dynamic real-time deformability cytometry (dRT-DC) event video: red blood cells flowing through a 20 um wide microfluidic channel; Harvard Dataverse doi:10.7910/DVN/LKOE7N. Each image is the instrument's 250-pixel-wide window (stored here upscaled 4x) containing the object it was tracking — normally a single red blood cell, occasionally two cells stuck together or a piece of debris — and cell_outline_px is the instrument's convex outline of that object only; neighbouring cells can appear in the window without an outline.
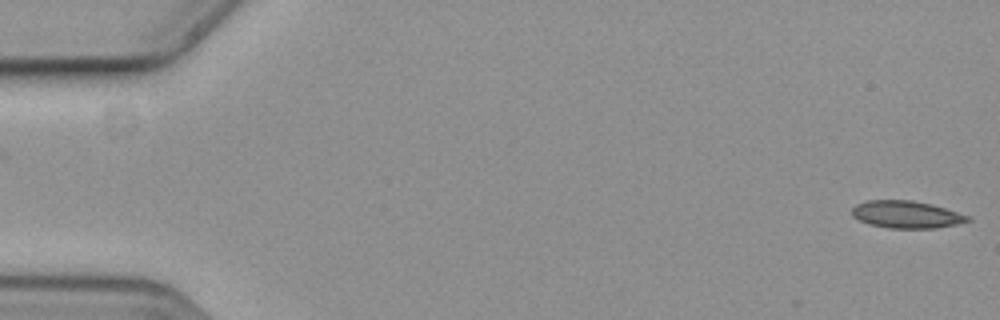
{"species": "common noctule bat (a hibernating species)", "species_latin": "Nyctalus noctula", "temperature_condition": "cold", "stored_images_in_passage": 12, "camera_frame_rate_fps": 3000, "um_per_image_px": 0.085, "animal": {"sex": "female", "body_mass_g": 19.3, "forearm_length_mm": 54.1}, "frame": {"image": 1, "passage_image": 1, "time_ms": 0.0, "image_size_px": [1000, 320], "cell_outline_px": [[972, 220], [956, 224], [936, 228], [888, 228], [868, 224], [852, 216], [852, 208], [856, 204], [868, 200], [912, 200], [932, 204], [972, 216]], "centroid_in_image_um": [77.07, 18.23], "position_along_channel_um": 7.9, "area_um2": 18.55}}